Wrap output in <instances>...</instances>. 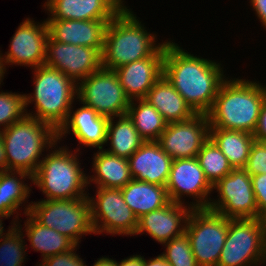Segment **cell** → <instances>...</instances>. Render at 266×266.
I'll return each instance as SVG.
<instances>
[{"instance_id": "cell-1", "label": "cell", "mask_w": 266, "mask_h": 266, "mask_svg": "<svg viewBox=\"0 0 266 266\" xmlns=\"http://www.w3.org/2000/svg\"><path fill=\"white\" fill-rule=\"evenodd\" d=\"M191 53L171 38L166 40L163 75L195 113L207 114L227 75L221 61Z\"/></svg>"}, {"instance_id": "cell-2", "label": "cell", "mask_w": 266, "mask_h": 266, "mask_svg": "<svg viewBox=\"0 0 266 266\" xmlns=\"http://www.w3.org/2000/svg\"><path fill=\"white\" fill-rule=\"evenodd\" d=\"M266 99V84L227 77L207 113L210 128L239 130L253 134Z\"/></svg>"}, {"instance_id": "cell-3", "label": "cell", "mask_w": 266, "mask_h": 266, "mask_svg": "<svg viewBox=\"0 0 266 266\" xmlns=\"http://www.w3.org/2000/svg\"><path fill=\"white\" fill-rule=\"evenodd\" d=\"M132 9H122L106 26L102 67L115 70L125 64L151 57L165 42H157ZM145 26V27H144Z\"/></svg>"}, {"instance_id": "cell-4", "label": "cell", "mask_w": 266, "mask_h": 266, "mask_svg": "<svg viewBox=\"0 0 266 266\" xmlns=\"http://www.w3.org/2000/svg\"><path fill=\"white\" fill-rule=\"evenodd\" d=\"M62 144L61 147L57 141L46 152L47 154L32 176V184L36 185L45 196L42 200L88 197L87 174L79 161L81 154Z\"/></svg>"}, {"instance_id": "cell-5", "label": "cell", "mask_w": 266, "mask_h": 266, "mask_svg": "<svg viewBox=\"0 0 266 266\" xmlns=\"http://www.w3.org/2000/svg\"><path fill=\"white\" fill-rule=\"evenodd\" d=\"M31 72L34 86L32 94H24L26 113L58 131L65 123L71 106L78 101L77 84L61 71L46 65ZM30 104L34 105V111L27 109Z\"/></svg>"}, {"instance_id": "cell-6", "label": "cell", "mask_w": 266, "mask_h": 266, "mask_svg": "<svg viewBox=\"0 0 266 266\" xmlns=\"http://www.w3.org/2000/svg\"><path fill=\"white\" fill-rule=\"evenodd\" d=\"M8 171L33 176L41 160L57 142V131L48 123L26 115L2 130ZM41 157V158H40Z\"/></svg>"}, {"instance_id": "cell-7", "label": "cell", "mask_w": 266, "mask_h": 266, "mask_svg": "<svg viewBox=\"0 0 266 266\" xmlns=\"http://www.w3.org/2000/svg\"><path fill=\"white\" fill-rule=\"evenodd\" d=\"M31 202L29 213L39 223L68 237L76 245H80L84 235H95L88 197Z\"/></svg>"}, {"instance_id": "cell-8", "label": "cell", "mask_w": 266, "mask_h": 266, "mask_svg": "<svg viewBox=\"0 0 266 266\" xmlns=\"http://www.w3.org/2000/svg\"><path fill=\"white\" fill-rule=\"evenodd\" d=\"M265 264L266 221L258 218H229L227 238L217 266Z\"/></svg>"}, {"instance_id": "cell-9", "label": "cell", "mask_w": 266, "mask_h": 266, "mask_svg": "<svg viewBox=\"0 0 266 266\" xmlns=\"http://www.w3.org/2000/svg\"><path fill=\"white\" fill-rule=\"evenodd\" d=\"M228 226L229 218L208 208L191 210L185 232L198 266H217Z\"/></svg>"}, {"instance_id": "cell-10", "label": "cell", "mask_w": 266, "mask_h": 266, "mask_svg": "<svg viewBox=\"0 0 266 266\" xmlns=\"http://www.w3.org/2000/svg\"><path fill=\"white\" fill-rule=\"evenodd\" d=\"M94 193L93 197L88 192V199L95 234L134 236L138 218L125 203L121 189L96 188Z\"/></svg>"}, {"instance_id": "cell-11", "label": "cell", "mask_w": 266, "mask_h": 266, "mask_svg": "<svg viewBox=\"0 0 266 266\" xmlns=\"http://www.w3.org/2000/svg\"><path fill=\"white\" fill-rule=\"evenodd\" d=\"M77 99L107 118L125 115L131 102L117 73L103 67L77 84Z\"/></svg>"}, {"instance_id": "cell-12", "label": "cell", "mask_w": 266, "mask_h": 266, "mask_svg": "<svg viewBox=\"0 0 266 266\" xmlns=\"http://www.w3.org/2000/svg\"><path fill=\"white\" fill-rule=\"evenodd\" d=\"M213 191L217 198L208 209L230 219L258 218L251 176L244 169H233L213 185Z\"/></svg>"}, {"instance_id": "cell-13", "label": "cell", "mask_w": 266, "mask_h": 266, "mask_svg": "<svg viewBox=\"0 0 266 266\" xmlns=\"http://www.w3.org/2000/svg\"><path fill=\"white\" fill-rule=\"evenodd\" d=\"M165 187L170 201L192 209L208 208L211 194H214L213 186L206 179L197 157L173 160ZM186 197L193 201L185 202Z\"/></svg>"}, {"instance_id": "cell-14", "label": "cell", "mask_w": 266, "mask_h": 266, "mask_svg": "<svg viewBox=\"0 0 266 266\" xmlns=\"http://www.w3.org/2000/svg\"><path fill=\"white\" fill-rule=\"evenodd\" d=\"M44 65L61 71L76 84L102 68V53L94 47L62 43L48 37Z\"/></svg>"}, {"instance_id": "cell-15", "label": "cell", "mask_w": 266, "mask_h": 266, "mask_svg": "<svg viewBox=\"0 0 266 266\" xmlns=\"http://www.w3.org/2000/svg\"><path fill=\"white\" fill-rule=\"evenodd\" d=\"M49 37L46 19L25 18L10 39L7 52L0 53L5 66H26L31 70L44 65L45 44Z\"/></svg>"}, {"instance_id": "cell-16", "label": "cell", "mask_w": 266, "mask_h": 266, "mask_svg": "<svg viewBox=\"0 0 266 266\" xmlns=\"http://www.w3.org/2000/svg\"><path fill=\"white\" fill-rule=\"evenodd\" d=\"M209 129L208 115L196 113L188 120L167 123L156 142L173 160L194 158L209 139Z\"/></svg>"}, {"instance_id": "cell-17", "label": "cell", "mask_w": 266, "mask_h": 266, "mask_svg": "<svg viewBox=\"0 0 266 266\" xmlns=\"http://www.w3.org/2000/svg\"><path fill=\"white\" fill-rule=\"evenodd\" d=\"M79 103L80 108L75 109V106H71L65 123L57 131L58 143L60 144V141H63L62 139H65L72 132L78 141L77 149H73L81 154L82 151L80 150L83 146L85 148H98V150L104 149L109 118L99 115L93 108L86 106L81 101Z\"/></svg>"}, {"instance_id": "cell-18", "label": "cell", "mask_w": 266, "mask_h": 266, "mask_svg": "<svg viewBox=\"0 0 266 266\" xmlns=\"http://www.w3.org/2000/svg\"><path fill=\"white\" fill-rule=\"evenodd\" d=\"M192 208L182 203L170 201L166 206L138 218L135 235L147 234L155 242L163 245L185 232L188 216Z\"/></svg>"}, {"instance_id": "cell-19", "label": "cell", "mask_w": 266, "mask_h": 266, "mask_svg": "<svg viewBox=\"0 0 266 266\" xmlns=\"http://www.w3.org/2000/svg\"><path fill=\"white\" fill-rule=\"evenodd\" d=\"M164 44L151 56L125 64L114 71L130 101L145 99L163 75Z\"/></svg>"}, {"instance_id": "cell-20", "label": "cell", "mask_w": 266, "mask_h": 266, "mask_svg": "<svg viewBox=\"0 0 266 266\" xmlns=\"http://www.w3.org/2000/svg\"><path fill=\"white\" fill-rule=\"evenodd\" d=\"M111 20H60L46 19L49 36L62 43L94 47L104 51V36Z\"/></svg>"}, {"instance_id": "cell-21", "label": "cell", "mask_w": 266, "mask_h": 266, "mask_svg": "<svg viewBox=\"0 0 266 266\" xmlns=\"http://www.w3.org/2000/svg\"><path fill=\"white\" fill-rule=\"evenodd\" d=\"M47 19L112 20L123 8L116 0H45Z\"/></svg>"}, {"instance_id": "cell-22", "label": "cell", "mask_w": 266, "mask_h": 266, "mask_svg": "<svg viewBox=\"0 0 266 266\" xmlns=\"http://www.w3.org/2000/svg\"><path fill=\"white\" fill-rule=\"evenodd\" d=\"M173 159L156 141H146L129 158L133 179L166 186Z\"/></svg>"}, {"instance_id": "cell-23", "label": "cell", "mask_w": 266, "mask_h": 266, "mask_svg": "<svg viewBox=\"0 0 266 266\" xmlns=\"http://www.w3.org/2000/svg\"><path fill=\"white\" fill-rule=\"evenodd\" d=\"M30 181V185L28 181ZM27 181V183L25 182ZM32 176L22 171L0 172V214L12 217L14 223L19 221V216L30 211L31 203L27 200L32 191ZM29 203V204H27ZM26 204V205H25ZM20 206L24 207L20 210ZM21 211V212H19ZM20 213V215H19ZM17 214V215H15ZM15 217V218H14Z\"/></svg>"}, {"instance_id": "cell-24", "label": "cell", "mask_w": 266, "mask_h": 266, "mask_svg": "<svg viewBox=\"0 0 266 266\" xmlns=\"http://www.w3.org/2000/svg\"><path fill=\"white\" fill-rule=\"evenodd\" d=\"M93 153L91 162L93 175L87 174L88 187L96 184L95 188L121 189L133 179L127 158L110 154L104 149Z\"/></svg>"}, {"instance_id": "cell-25", "label": "cell", "mask_w": 266, "mask_h": 266, "mask_svg": "<svg viewBox=\"0 0 266 266\" xmlns=\"http://www.w3.org/2000/svg\"><path fill=\"white\" fill-rule=\"evenodd\" d=\"M25 217L26 220L23 224L25 229L20 223L22 220H19L16 226L20 229L22 235L27 237L25 240H28L29 247L41 253L42 260L56 254L67 252L76 246L68 237L52 228L43 226L29 212L25 214Z\"/></svg>"}, {"instance_id": "cell-26", "label": "cell", "mask_w": 266, "mask_h": 266, "mask_svg": "<svg viewBox=\"0 0 266 266\" xmlns=\"http://www.w3.org/2000/svg\"><path fill=\"white\" fill-rule=\"evenodd\" d=\"M145 99L167 123L185 121L196 114L164 75L149 90Z\"/></svg>"}, {"instance_id": "cell-27", "label": "cell", "mask_w": 266, "mask_h": 266, "mask_svg": "<svg viewBox=\"0 0 266 266\" xmlns=\"http://www.w3.org/2000/svg\"><path fill=\"white\" fill-rule=\"evenodd\" d=\"M125 203L137 218L166 206L170 200L165 186L132 179L121 188Z\"/></svg>"}, {"instance_id": "cell-28", "label": "cell", "mask_w": 266, "mask_h": 266, "mask_svg": "<svg viewBox=\"0 0 266 266\" xmlns=\"http://www.w3.org/2000/svg\"><path fill=\"white\" fill-rule=\"evenodd\" d=\"M209 138L226 156L233 169L245 168L255 141L253 134L239 130L210 128Z\"/></svg>"}, {"instance_id": "cell-29", "label": "cell", "mask_w": 266, "mask_h": 266, "mask_svg": "<svg viewBox=\"0 0 266 266\" xmlns=\"http://www.w3.org/2000/svg\"><path fill=\"white\" fill-rule=\"evenodd\" d=\"M145 142L127 114L109 118L105 151L128 159Z\"/></svg>"}, {"instance_id": "cell-30", "label": "cell", "mask_w": 266, "mask_h": 266, "mask_svg": "<svg viewBox=\"0 0 266 266\" xmlns=\"http://www.w3.org/2000/svg\"><path fill=\"white\" fill-rule=\"evenodd\" d=\"M126 114L145 141H157L167 125L159 111L146 99L132 100Z\"/></svg>"}, {"instance_id": "cell-31", "label": "cell", "mask_w": 266, "mask_h": 266, "mask_svg": "<svg viewBox=\"0 0 266 266\" xmlns=\"http://www.w3.org/2000/svg\"><path fill=\"white\" fill-rule=\"evenodd\" d=\"M197 159L206 179L212 186L233 170L226 156L210 138L198 152Z\"/></svg>"}, {"instance_id": "cell-32", "label": "cell", "mask_w": 266, "mask_h": 266, "mask_svg": "<svg viewBox=\"0 0 266 266\" xmlns=\"http://www.w3.org/2000/svg\"><path fill=\"white\" fill-rule=\"evenodd\" d=\"M24 236L15 225L2 239H0V266H24L27 244Z\"/></svg>"}, {"instance_id": "cell-33", "label": "cell", "mask_w": 266, "mask_h": 266, "mask_svg": "<svg viewBox=\"0 0 266 266\" xmlns=\"http://www.w3.org/2000/svg\"><path fill=\"white\" fill-rule=\"evenodd\" d=\"M163 246L165 250L161 255L170 266H198L186 232L164 243Z\"/></svg>"}, {"instance_id": "cell-34", "label": "cell", "mask_w": 266, "mask_h": 266, "mask_svg": "<svg viewBox=\"0 0 266 266\" xmlns=\"http://www.w3.org/2000/svg\"><path fill=\"white\" fill-rule=\"evenodd\" d=\"M24 94L0 91V131L27 115Z\"/></svg>"}, {"instance_id": "cell-35", "label": "cell", "mask_w": 266, "mask_h": 266, "mask_svg": "<svg viewBox=\"0 0 266 266\" xmlns=\"http://www.w3.org/2000/svg\"><path fill=\"white\" fill-rule=\"evenodd\" d=\"M244 170L250 175L266 173V143L255 140Z\"/></svg>"}, {"instance_id": "cell-36", "label": "cell", "mask_w": 266, "mask_h": 266, "mask_svg": "<svg viewBox=\"0 0 266 266\" xmlns=\"http://www.w3.org/2000/svg\"><path fill=\"white\" fill-rule=\"evenodd\" d=\"M79 245H76L73 249L47 257L42 262H38L36 266H88L84 259L77 254Z\"/></svg>"}, {"instance_id": "cell-37", "label": "cell", "mask_w": 266, "mask_h": 266, "mask_svg": "<svg viewBox=\"0 0 266 266\" xmlns=\"http://www.w3.org/2000/svg\"><path fill=\"white\" fill-rule=\"evenodd\" d=\"M251 180L258 209V219L266 221V173L251 176Z\"/></svg>"}, {"instance_id": "cell-38", "label": "cell", "mask_w": 266, "mask_h": 266, "mask_svg": "<svg viewBox=\"0 0 266 266\" xmlns=\"http://www.w3.org/2000/svg\"><path fill=\"white\" fill-rule=\"evenodd\" d=\"M253 135L255 140L266 143V99L262 104L258 123Z\"/></svg>"}, {"instance_id": "cell-39", "label": "cell", "mask_w": 266, "mask_h": 266, "mask_svg": "<svg viewBox=\"0 0 266 266\" xmlns=\"http://www.w3.org/2000/svg\"><path fill=\"white\" fill-rule=\"evenodd\" d=\"M251 10L254 11L257 19L261 22V25L266 30V0H250Z\"/></svg>"}, {"instance_id": "cell-40", "label": "cell", "mask_w": 266, "mask_h": 266, "mask_svg": "<svg viewBox=\"0 0 266 266\" xmlns=\"http://www.w3.org/2000/svg\"><path fill=\"white\" fill-rule=\"evenodd\" d=\"M116 266H144V255L135 254L127 258L125 257L120 262L116 261Z\"/></svg>"}, {"instance_id": "cell-41", "label": "cell", "mask_w": 266, "mask_h": 266, "mask_svg": "<svg viewBox=\"0 0 266 266\" xmlns=\"http://www.w3.org/2000/svg\"><path fill=\"white\" fill-rule=\"evenodd\" d=\"M144 266H170V264L165 260V258L159 254L154 258H149L146 260L144 258Z\"/></svg>"}, {"instance_id": "cell-42", "label": "cell", "mask_w": 266, "mask_h": 266, "mask_svg": "<svg viewBox=\"0 0 266 266\" xmlns=\"http://www.w3.org/2000/svg\"><path fill=\"white\" fill-rule=\"evenodd\" d=\"M8 171L5 146L3 143L2 131H0V172Z\"/></svg>"}, {"instance_id": "cell-43", "label": "cell", "mask_w": 266, "mask_h": 266, "mask_svg": "<svg viewBox=\"0 0 266 266\" xmlns=\"http://www.w3.org/2000/svg\"><path fill=\"white\" fill-rule=\"evenodd\" d=\"M91 266H116V260L109 258L108 256H102L100 258H97V260H95V262Z\"/></svg>"}, {"instance_id": "cell-44", "label": "cell", "mask_w": 266, "mask_h": 266, "mask_svg": "<svg viewBox=\"0 0 266 266\" xmlns=\"http://www.w3.org/2000/svg\"><path fill=\"white\" fill-rule=\"evenodd\" d=\"M10 217L4 216L0 214V239H2L15 225L16 223H14L13 219L11 221V225L9 226V228H7L8 230L6 231L3 224V220L5 219H9ZM3 222V223H2Z\"/></svg>"}, {"instance_id": "cell-45", "label": "cell", "mask_w": 266, "mask_h": 266, "mask_svg": "<svg viewBox=\"0 0 266 266\" xmlns=\"http://www.w3.org/2000/svg\"><path fill=\"white\" fill-rule=\"evenodd\" d=\"M2 51L0 50V53H1ZM8 68H6V66H5V64H4V61H3V59L1 58V55H0V88H2L1 87V83L3 82V80H4V76L6 75V70H7Z\"/></svg>"}, {"instance_id": "cell-46", "label": "cell", "mask_w": 266, "mask_h": 266, "mask_svg": "<svg viewBox=\"0 0 266 266\" xmlns=\"http://www.w3.org/2000/svg\"><path fill=\"white\" fill-rule=\"evenodd\" d=\"M116 1L123 9H128L129 6L125 5L126 1L124 0H116Z\"/></svg>"}]
</instances>
